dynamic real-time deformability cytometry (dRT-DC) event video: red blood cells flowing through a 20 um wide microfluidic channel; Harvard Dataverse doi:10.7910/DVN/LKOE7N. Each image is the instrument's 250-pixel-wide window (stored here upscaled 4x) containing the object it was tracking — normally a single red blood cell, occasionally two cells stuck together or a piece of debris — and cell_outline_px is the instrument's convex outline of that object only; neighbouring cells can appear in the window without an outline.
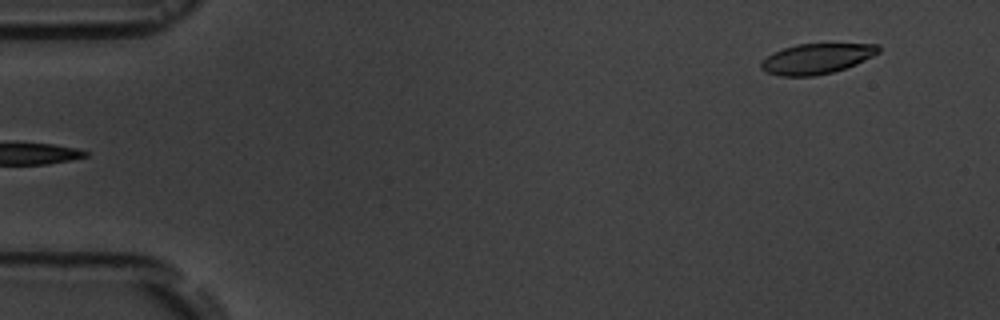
{"species": "common noctule bat (a hibernating species)", "species_latin": "Nyctalus noctula", "temperature_condition": "room temperature", "stored_images_in_passage": 2, "camera_frame_rate_fps": 3000, "um_per_image_px": 0.085, "animal": {"sex": "male", "body_mass_g": 19.5, "forearm_length_mm": 54.6}, "frame": {"image": 1, "passage_image": 2, "time_ms": 1.0, "image_size_px": [1000, 320], "cell_outline_px": [[880, 52], [856, 64], [832, 72], [812, 76], [780, 76], [768, 72], [760, 68], [760, 64], [772, 52], [796, 44], [880, 44]], "centroid_in_image_um": [69.41, 4.98], "position_along_channel_um": 15.6, "area_um2": 20.52}}